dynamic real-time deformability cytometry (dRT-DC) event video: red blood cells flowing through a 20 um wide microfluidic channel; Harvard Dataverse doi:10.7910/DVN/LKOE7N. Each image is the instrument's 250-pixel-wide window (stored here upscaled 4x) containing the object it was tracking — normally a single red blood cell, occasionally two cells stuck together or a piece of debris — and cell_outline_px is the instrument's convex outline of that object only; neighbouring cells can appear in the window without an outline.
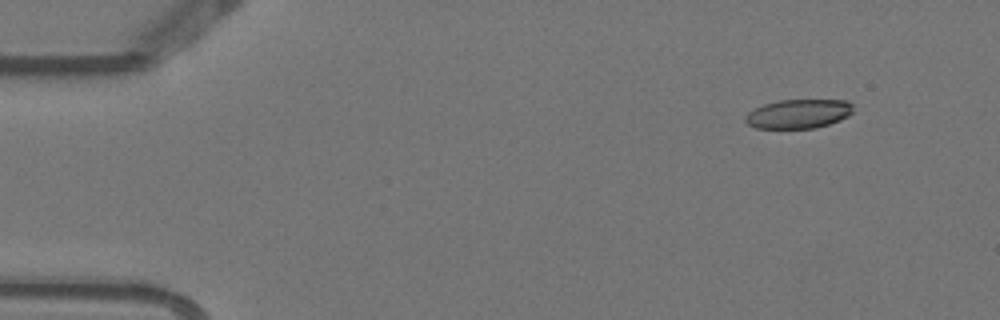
{"species": "Egyptian fruit bat (a non-hibernating species)", "species_latin": "Rousettus aegyptiacus", "temperature_condition": "warm", "stored_images_in_passage": 2, "camera_frame_rate_fps": 3000, "um_per_image_px": 0.085, "animal": {"sex": "female"}, "frame": {"image": 1, "passage_image": 1, "time_ms": 0.0, "image_size_px": [1000, 320], "cell_outline_px": [[852, 112], [848, 116], [840, 120], [816, 128], [756, 128], [748, 124], [744, 120], [744, 116], [748, 112], [764, 104], [780, 100], [848, 100], [852, 104]], "centroid_in_image_um": [67.87, 9.67], "position_along_channel_um": 17.1, "area_um2": 18.26}}